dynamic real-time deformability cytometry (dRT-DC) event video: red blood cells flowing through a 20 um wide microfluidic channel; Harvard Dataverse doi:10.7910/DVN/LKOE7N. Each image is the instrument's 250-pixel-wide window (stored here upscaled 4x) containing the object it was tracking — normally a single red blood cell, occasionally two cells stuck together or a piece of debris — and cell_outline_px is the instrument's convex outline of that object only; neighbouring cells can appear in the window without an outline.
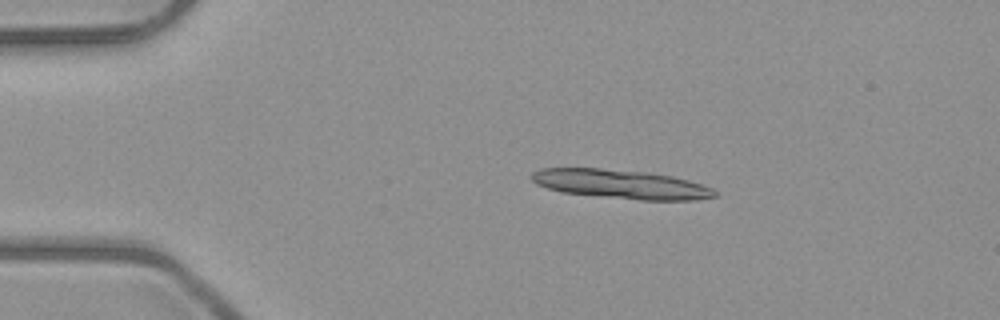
{"species": "common noctule bat (a hibernating species)", "species_latin": "Nyctalus noctula", "temperature_condition": "room temperature", "stored_images_in_passage": 4, "camera_frame_rate_fps": 3000, "um_per_image_px": 0.085, "animal": {"sex": "male", "body_mass_g": 23.1, "forearm_length_mm": 52.7}, "frame": {"image": 1, "passage_image": 3, "time_ms": 2.333, "image_size_px": [1000, 320], "cell_outline_px": [[716, 196], [696, 200], [640, 200], [564, 192], [548, 188], [536, 184], [532, 180], [532, 172], [540, 168], [600, 168], [648, 172], [672, 176], [704, 184], [712, 188], [716, 192]], "centroid_in_image_um": [52.81, 15.65], "position_along_channel_um": 32.2, "area_um2": 30.87}}